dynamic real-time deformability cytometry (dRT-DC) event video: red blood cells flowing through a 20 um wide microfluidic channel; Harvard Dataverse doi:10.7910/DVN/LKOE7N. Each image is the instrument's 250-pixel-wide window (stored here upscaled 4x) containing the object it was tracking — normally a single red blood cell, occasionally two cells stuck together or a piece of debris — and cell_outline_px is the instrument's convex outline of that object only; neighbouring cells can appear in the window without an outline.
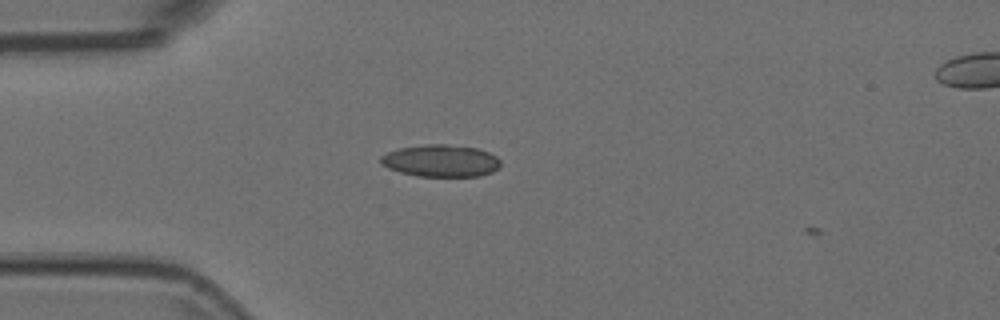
{"species": "Egyptian fruit bat (a non-hibernating species)", "species_latin": "Rousettus aegyptiacus", "temperature_condition": "room temperature", "stored_images_in_passage": 5, "camera_frame_rate_fps": 3000, "um_per_image_px": 0.085, "animal": {"sex": "female"}, "frame": {"image": 1, "passage_image": 4, "time_ms": 1.0, "image_size_px": [1000, 320], "cell_outline_px": [[500, 168], [492, 172], [480, 176], [416, 176], [400, 172], [388, 168], [380, 164], [380, 156], [388, 152], [400, 148], [428, 144], [444, 144], [476, 148], [488, 152], [496, 156], [500, 160]], "centroid_in_image_um": [37.47, 13.67], "position_along_channel_um": 47.5, "area_um2": 22.43}}